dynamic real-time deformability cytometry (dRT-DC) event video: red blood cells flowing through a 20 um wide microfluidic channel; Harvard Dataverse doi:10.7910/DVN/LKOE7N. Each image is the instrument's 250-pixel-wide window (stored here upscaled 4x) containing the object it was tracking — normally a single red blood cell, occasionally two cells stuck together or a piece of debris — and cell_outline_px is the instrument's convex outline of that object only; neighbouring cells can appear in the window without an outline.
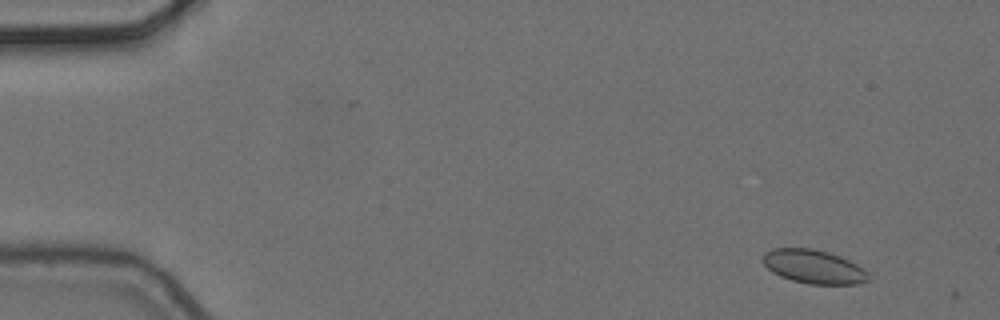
{"species": "common noctule bat (a hibernating species)", "species_latin": "Nyctalus noctula", "temperature_condition": "cold", "stored_images_in_passage": 3, "camera_frame_rate_fps": 3000, "um_per_image_px": 0.085, "animal": {"sex": "female", "body_mass_g": 24.6, "forearm_length_mm": 56.2}, "frame": {"image": 1, "passage_image": 2, "time_ms": 0.333, "image_size_px": [1000, 320], "cell_outline_px": [[868, 280], [856, 284], [808, 284], [792, 280], [780, 276], [772, 272], [764, 264], [764, 252], [772, 248], [812, 248], [828, 252], [840, 256], [856, 264], [868, 272]], "centroid_in_image_um": [69.15, 22.66], "position_along_channel_um": 15.9, "area_um2": 20.63}}